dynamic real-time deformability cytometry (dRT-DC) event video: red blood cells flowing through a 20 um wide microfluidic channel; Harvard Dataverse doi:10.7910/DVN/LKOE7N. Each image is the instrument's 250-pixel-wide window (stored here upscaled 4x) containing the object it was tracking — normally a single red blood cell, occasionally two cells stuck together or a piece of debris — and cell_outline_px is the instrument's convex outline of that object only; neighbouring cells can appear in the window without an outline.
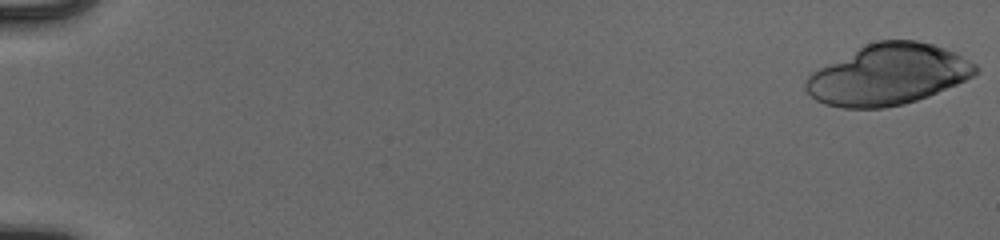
{"species": "human", "species_latin": "Homo sapiens", "temperature_condition": "cold", "stored_images_in_passage": 37, "camera_frame_rate_fps": 3000, "um_per_image_px": 0.085, "donor": {"sex": "male"}, "frame": {"image": 1, "passage_image": 1, "time_ms": 0.0, "image_size_px": [1000, 240], "cell_outline_px": [[980, 68], [972, 76], [956, 84], [928, 96], [904, 104], [884, 108], [844, 108], [824, 104], [816, 100], [804, 88], [804, 80], [812, 72], [876, 40], [916, 40], [932, 44], [956, 52], [976, 64]], "centroid_in_image_um": [75.5, 6.35], "position_along_channel_um": 9.5, "area_um2": 59.53}}